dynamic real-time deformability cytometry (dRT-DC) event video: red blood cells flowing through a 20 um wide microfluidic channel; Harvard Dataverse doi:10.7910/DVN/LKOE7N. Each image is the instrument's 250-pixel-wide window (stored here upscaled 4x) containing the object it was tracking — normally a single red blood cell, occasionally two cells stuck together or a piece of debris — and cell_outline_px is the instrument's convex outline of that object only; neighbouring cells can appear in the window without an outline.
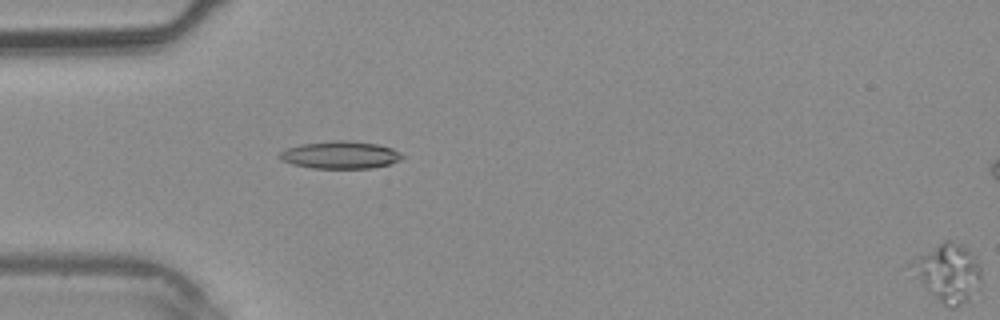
{"species": "common noctule bat (a hibernating species)", "species_latin": "Nyctalus noctula", "temperature_condition": "warm", "stored_images_in_passage": 5, "segment_of_instrument_passage": [1, 2], "camera_frame_rate_fps": 3000, "um_per_image_px": 0.085, "animal": {"sex": "male", "body_mass_g": 20.4}, "frame": {"image": 1, "passage_image": 4, "time_ms": 1.0, "image_size_px": [1000, 320], "cell_outline_px": [[404, 156], [400, 160], [388, 164], [372, 168], [312, 168], [292, 164], [280, 160], [280, 152], [288, 148], [300, 144], [332, 140], [344, 140], [376, 144], [392, 148], [400, 152]], "centroid_in_image_um": [28.92, 13.17], "position_along_channel_um": 56.1, "area_um2": 19.54}}